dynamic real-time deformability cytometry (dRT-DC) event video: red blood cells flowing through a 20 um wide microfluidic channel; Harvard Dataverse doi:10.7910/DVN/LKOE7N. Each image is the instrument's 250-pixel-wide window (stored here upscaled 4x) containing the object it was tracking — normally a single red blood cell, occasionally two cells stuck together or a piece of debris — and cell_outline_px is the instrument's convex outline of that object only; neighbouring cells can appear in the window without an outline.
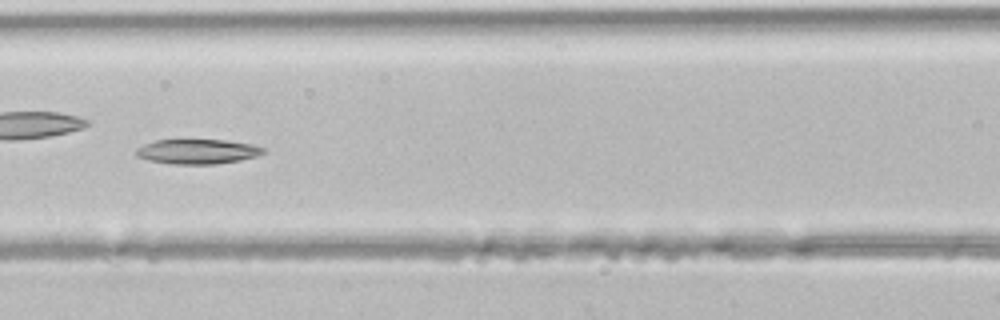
{"species": "common noctule bat (a hibernating species)", "species_latin": "Nyctalus noctula", "temperature_condition": "room temperature", "stored_images_in_passage": 41, "camera_frame_rate_fps": 3000, "um_per_image_px": 0.085, "animal": {"sex": "male", "body_mass_g": 21.5, "forearm_length_mm": 52.0}, "frame": {"image": 1, "passage_image": 18, "time_ms": 5.667, "image_size_px": [1000, 320], "cell_outline_px": [[264, 152], [256, 156], [240, 160], [216, 164], [172, 164], [148, 160], [136, 156], [136, 148], [144, 144], [156, 140], [224, 140], [252, 144], [264, 148]], "centroid_in_image_um": [16.76, 12.88], "position_along_channel_um": 149.8, "area_um2": 18.26}}